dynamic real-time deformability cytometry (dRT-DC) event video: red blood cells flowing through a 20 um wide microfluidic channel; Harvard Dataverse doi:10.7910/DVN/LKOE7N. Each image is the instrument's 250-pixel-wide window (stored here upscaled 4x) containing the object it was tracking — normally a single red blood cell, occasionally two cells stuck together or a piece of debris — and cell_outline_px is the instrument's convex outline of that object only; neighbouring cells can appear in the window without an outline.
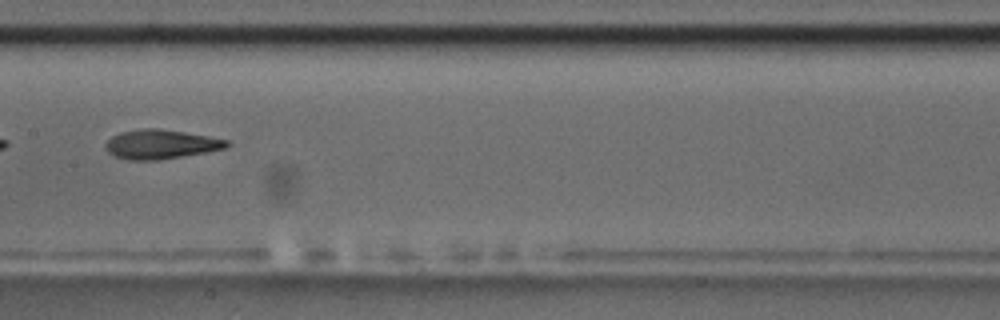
{"species": "common noctule bat (a hibernating species)", "species_latin": "Nyctalus noctula", "temperature_condition": "room temperature", "stored_images_in_passage": 8, "camera_frame_rate_fps": 3000, "um_per_image_px": 0.085, "animal": {"sex": "male", "body_mass_g": 17.5, "forearm_length_mm": 52.3}, "frame": {"image": 1, "passage_image": 8, "time_ms": 8.0, "image_size_px": [1000, 320], "cell_outline_px": [[232, 144], [224, 148], [208, 152], [160, 160], [128, 160], [116, 156], [108, 152], [104, 144], [112, 136], [120, 132], [144, 128], [156, 128], [184, 132], [208, 136], [228, 140]], "centroid_in_image_um": [13.68, 12.27], "position_along_channel_um": 193.7, "area_um2": 20.69}}